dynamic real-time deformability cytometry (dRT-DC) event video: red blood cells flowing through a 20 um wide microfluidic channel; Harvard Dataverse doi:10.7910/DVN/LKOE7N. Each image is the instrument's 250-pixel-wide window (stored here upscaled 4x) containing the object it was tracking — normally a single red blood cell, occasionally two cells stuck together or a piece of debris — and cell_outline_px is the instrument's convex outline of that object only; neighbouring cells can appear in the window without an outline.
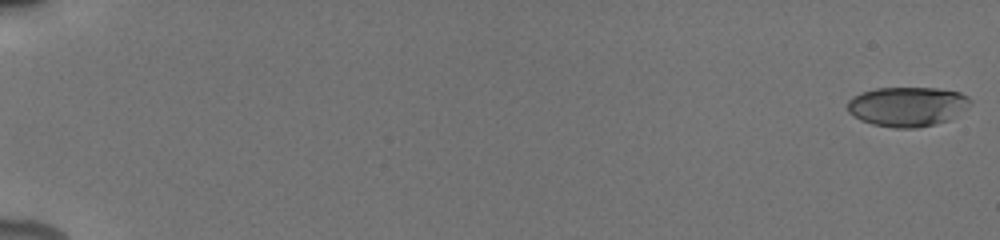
{"species": "human", "species_latin": "Homo sapiens", "temperature_condition": "cold", "stored_images_in_passage": 45, "camera_frame_rate_fps": 3000, "um_per_image_px": 0.085, "donor": {"sex": "male"}, "frame": {"image": 1, "passage_image": 1, "time_ms": 0.0, "image_size_px": [1000, 240], "cell_outline_px": [[972, 104], [948, 120], [936, 124], [916, 128], [892, 128], [872, 124], [860, 120], [848, 112], [848, 100], [852, 96], [860, 92], [876, 88], [936, 88], [960, 92], [968, 96], [972, 100]], "centroid_in_image_um": [77.11, 9.05], "position_along_channel_um": 7.9, "area_um2": 28.55}}
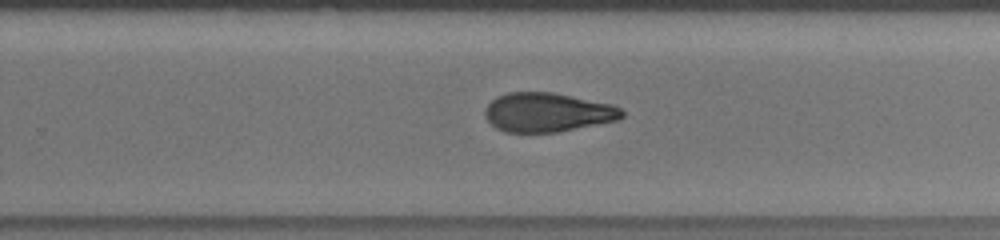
{"frame": {"image": 2, "passage_image": 27, "time_ms": 12.333, "image_size_px": [1000, 240], "cell_outline_px": [[624, 116], [620, 120], [556, 132], [504, 132], [496, 128], [488, 120], [484, 112], [488, 104], [496, 96], [508, 92], [552, 92], [612, 104], [620, 108], [624, 112]], "centroid_in_image_um": [46.55, 9.55], "position_along_channel_um": 283.3, "area_um2": 31.21}}
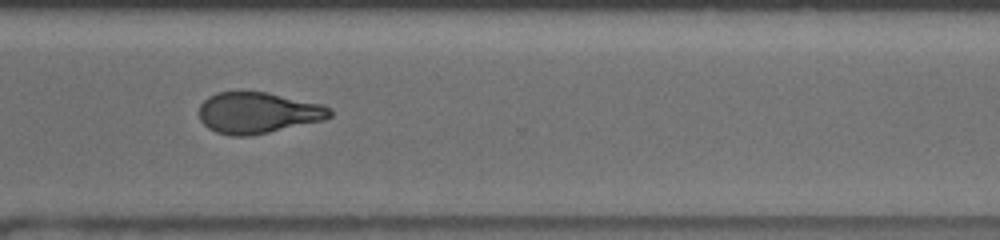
{"frame": {"image": 3, "passage_image": 33, "time_ms": 14.0, "image_size_px": [1000, 240], "cell_outline_px": [[332, 116], [324, 120], [268, 132], [248, 136], [232, 136], [216, 132], [208, 128], [200, 120], [200, 104], [208, 96], [216, 92], [268, 92], [320, 104], [328, 108], [332, 112]], "centroid_in_image_um": [21.89, 9.59], "position_along_channel_um": 348.7, "area_um2": 31.15}}